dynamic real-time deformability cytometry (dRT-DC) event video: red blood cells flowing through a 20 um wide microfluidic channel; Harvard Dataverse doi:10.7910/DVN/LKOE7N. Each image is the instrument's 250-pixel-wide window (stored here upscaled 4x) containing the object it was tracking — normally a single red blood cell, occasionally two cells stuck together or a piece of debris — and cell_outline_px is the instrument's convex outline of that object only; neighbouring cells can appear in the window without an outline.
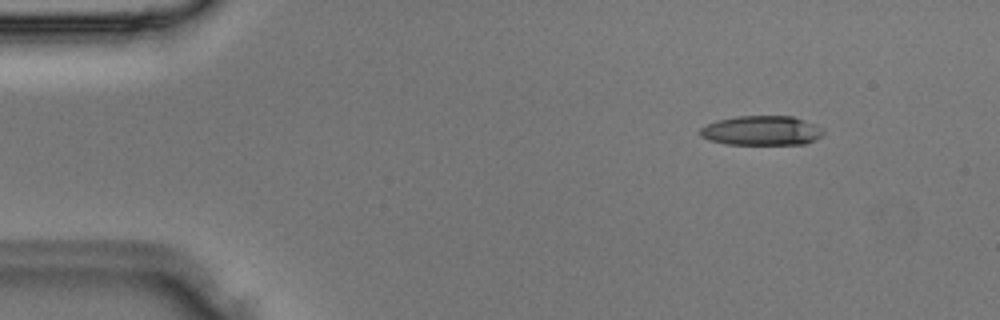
{"species": "Egyptian fruit bat (a non-hibernating species)", "species_latin": "Rousettus aegyptiacus", "temperature_condition": "room temperature", "stored_images_in_passage": 3, "camera_frame_rate_fps": 3000, "um_per_image_px": 0.085, "animal": {"sex": "male"}, "frame": {"image": 1, "passage_image": 1, "time_ms": 0.0, "image_size_px": [1000, 320], "cell_outline_px": [[824, 132], [816, 140], [804, 144], [728, 144], [708, 140], [700, 136], [700, 128], [716, 120], [736, 116], [792, 116], [816, 124]], "centroid_in_image_um": [64.72, 11.1], "position_along_channel_um": 20.3, "area_um2": 21.21}}